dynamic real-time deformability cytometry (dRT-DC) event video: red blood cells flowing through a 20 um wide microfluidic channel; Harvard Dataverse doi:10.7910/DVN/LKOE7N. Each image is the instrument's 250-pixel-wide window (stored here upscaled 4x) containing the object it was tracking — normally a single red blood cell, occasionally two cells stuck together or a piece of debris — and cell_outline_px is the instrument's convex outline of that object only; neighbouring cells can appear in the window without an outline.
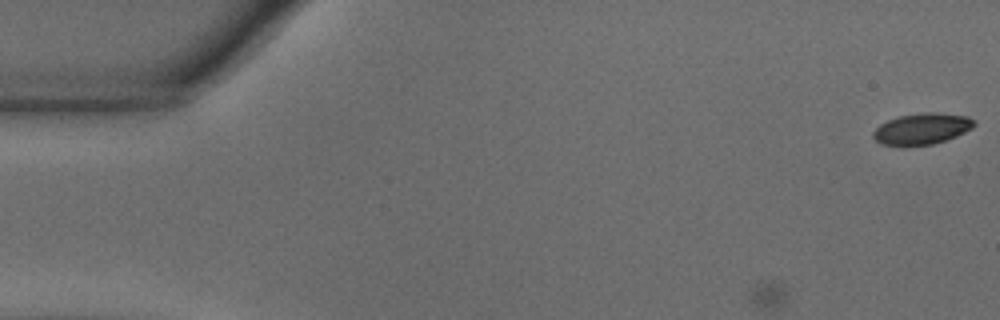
{"species": "common noctule bat (a hibernating species)", "species_latin": "Nyctalus noctula", "temperature_condition": "warm", "stored_images_in_passage": 61, "camera_frame_rate_fps": 3000, "um_per_image_px": 0.085, "animal": {"sex": "male", "body_mass_g": 18.8}, "frame": {"image": 1, "passage_image": 1, "time_ms": 0.0, "image_size_px": [1000, 320], "cell_outline_px": [[976, 124], [972, 128], [956, 136], [932, 144], [880, 144], [872, 136], [872, 132], [880, 124], [888, 120], [900, 116], [928, 112], [936, 112], [968, 116], [976, 120]], "centroid_in_image_um": [78.4, 10.92], "position_along_channel_um": 6.6, "area_um2": 17.98}}